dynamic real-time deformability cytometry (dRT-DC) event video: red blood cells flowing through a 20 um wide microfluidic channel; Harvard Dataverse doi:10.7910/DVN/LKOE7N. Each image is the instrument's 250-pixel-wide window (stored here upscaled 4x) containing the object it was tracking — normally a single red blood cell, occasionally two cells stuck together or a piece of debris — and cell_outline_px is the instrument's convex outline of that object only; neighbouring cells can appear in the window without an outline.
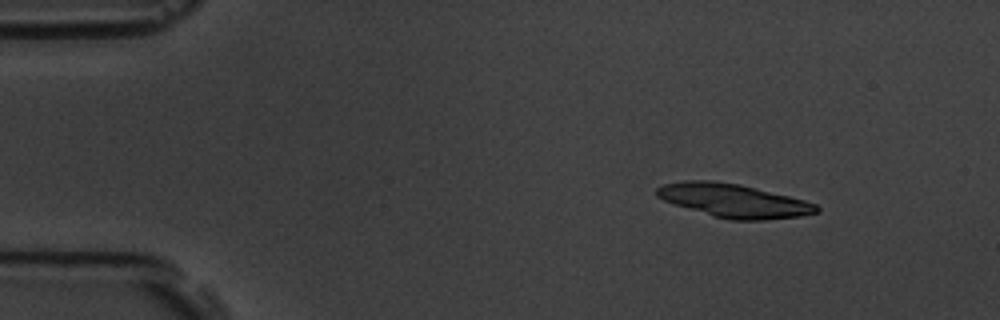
{"species": "common noctule bat (a hibernating species)", "species_latin": "Nyctalus noctula", "temperature_condition": "room temperature", "stored_images_in_passage": 4, "camera_frame_rate_fps": 3000, "um_per_image_px": 0.085, "animal": {"sex": "male", "body_mass_g": 19.5, "forearm_length_mm": 54.6}, "frame": {"image": 1, "passage_image": 2, "time_ms": 1.333, "image_size_px": [1000, 320], "cell_outline_px": [[820, 212], [800, 216], [764, 220], [728, 220], [712, 216], [664, 200], [656, 196], [656, 188], [664, 184], [684, 180], [712, 180], [740, 184], [804, 200], [816, 204], [820, 208]], "centroid_in_image_um": [62.37, 17.05], "position_along_channel_um": 22.6, "area_um2": 31.1}}